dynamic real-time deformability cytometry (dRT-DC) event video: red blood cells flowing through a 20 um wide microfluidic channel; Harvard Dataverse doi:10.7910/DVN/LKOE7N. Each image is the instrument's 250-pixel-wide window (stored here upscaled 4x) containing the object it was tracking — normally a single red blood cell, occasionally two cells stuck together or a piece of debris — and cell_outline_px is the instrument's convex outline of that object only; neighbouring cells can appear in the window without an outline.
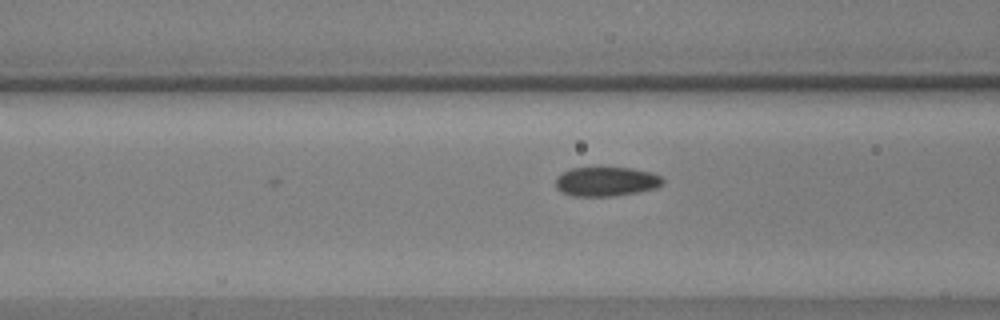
{"species": "common noctule bat (a hibernating species)", "species_latin": "Nyctalus noctula", "temperature_condition": "warm", "stored_images_in_passage": 13, "camera_frame_rate_fps": 3000, "um_per_image_px": 0.085, "animal": {"sex": "male", "body_mass_g": 17.9, "forearm_length_mm": 54.2}, "frame": {"image": 1, "passage_image": 4, "time_ms": 1.0, "image_size_px": [1000, 320], "cell_outline_px": [[664, 184], [656, 188], [616, 196], [572, 196], [560, 192], [556, 188], [556, 176], [572, 168], [632, 168], [652, 172], [660, 176], [664, 180]], "centroid_in_image_um": [51.53, 15.44], "position_along_channel_um": 115.1, "area_um2": 18.38}}
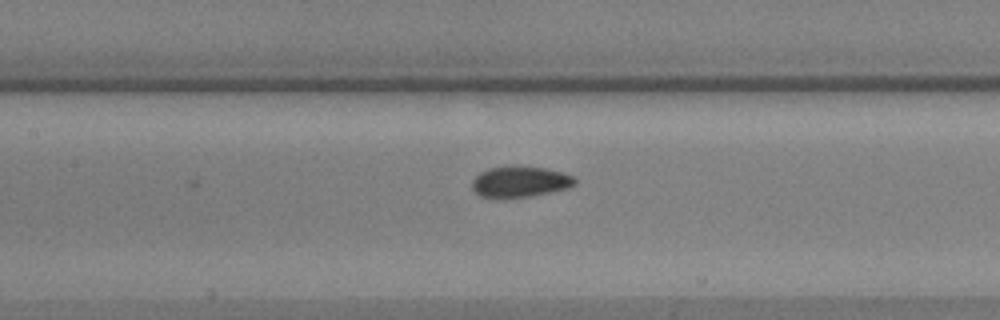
{"frame": {"image": 2, "passage_image": 8, "time_ms": 2.333, "image_size_px": [1000, 320], "cell_outline_px": [[576, 184], [568, 188], [528, 196], [480, 196], [472, 188], [472, 180], [480, 172], [488, 168], [512, 164], [544, 168], [560, 172], [572, 176], [576, 180]], "centroid_in_image_um": [44.19, 15.39], "position_along_channel_um": 163.2, "area_um2": 18.26}}
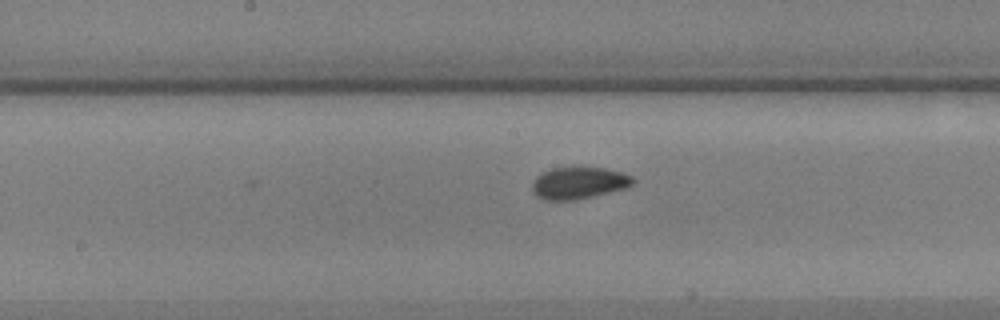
{"frame": {"image": 3, "passage_image": 11, "time_ms": 3.333, "image_size_px": [1000, 320], "cell_outline_px": [[636, 180], [632, 184], [624, 188], [576, 200], [544, 200], [536, 196], [532, 192], [532, 184], [536, 176], [540, 172], [552, 168], [604, 168], [620, 172], [632, 176]], "centroid_in_image_um": [49.14, 15.56], "position_along_channel_um": 199.1, "area_um2": 18.61}}